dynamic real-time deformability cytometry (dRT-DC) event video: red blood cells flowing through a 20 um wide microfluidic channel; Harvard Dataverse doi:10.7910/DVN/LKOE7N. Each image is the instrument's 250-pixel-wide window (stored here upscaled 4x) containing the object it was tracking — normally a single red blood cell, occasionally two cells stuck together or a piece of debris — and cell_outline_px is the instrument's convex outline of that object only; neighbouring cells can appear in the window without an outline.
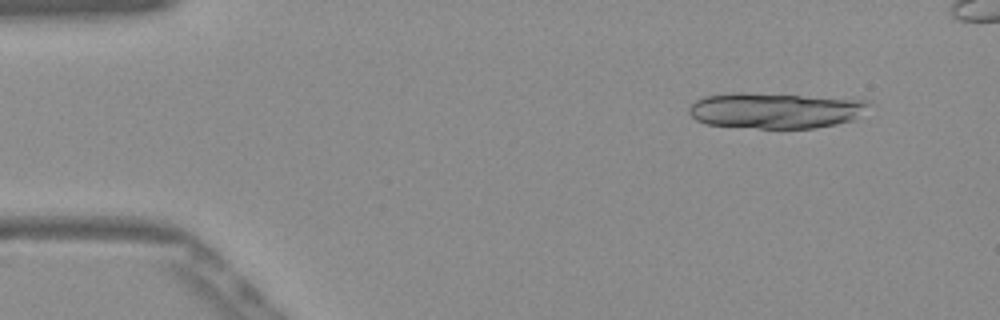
{"species": "Egyptian fruit bat (a non-hibernating species)", "species_latin": "Rousettus aegyptiacus", "temperature_condition": "warm", "stored_images_in_passage": 15, "camera_frame_rate_fps": 3000, "um_per_image_px": 0.085, "frame": {"image": 1, "passage_image": 5, "time_ms": 1.333, "image_size_px": [1000, 320], "cell_outline_px": [[872, 104], [856, 120], [816, 128], [760, 128], [704, 124], [696, 120], [688, 112], [688, 108], [696, 100], [704, 96], [732, 92], [744, 92], [868, 100]], "centroid_in_image_um": [65.91, 9.39], "position_along_channel_um": 19.1, "area_um2": 37.69}}